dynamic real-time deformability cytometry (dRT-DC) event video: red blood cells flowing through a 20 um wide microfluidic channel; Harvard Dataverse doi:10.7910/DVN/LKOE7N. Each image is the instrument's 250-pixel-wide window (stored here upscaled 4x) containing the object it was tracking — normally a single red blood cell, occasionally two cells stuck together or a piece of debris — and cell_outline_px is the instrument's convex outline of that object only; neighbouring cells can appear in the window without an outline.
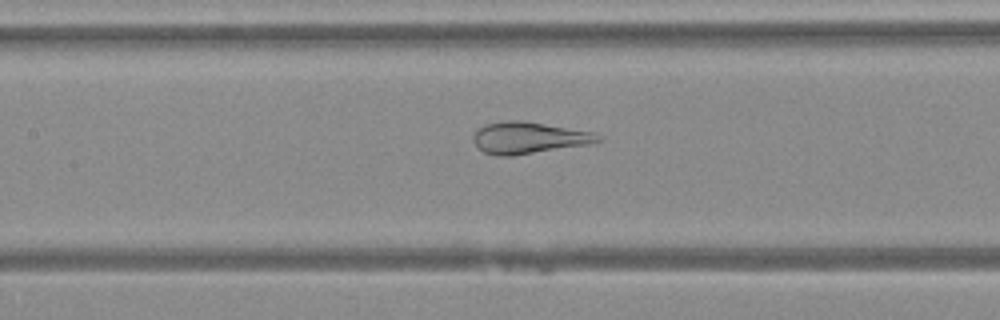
{"species": "Egyptian fruit bat (a non-hibernating species)", "species_latin": "Rousettus aegyptiacus", "temperature_condition": "warm", "stored_images_in_passage": 39, "camera_frame_rate_fps": 3000, "um_per_image_px": 0.085, "animal": {"sex": "female"}, "frame": {"image": 1, "passage_image": 13, "time_ms": 4.0, "image_size_px": [1000, 320], "cell_outline_px": [[600, 140], [588, 144], [512, 156], [500, 156], [484, 152], [472, 140], [472, 136], [484, 124], [508, 120], [524, 120], [596, 132], [600, 136]], "centroid_in_image_um": [44.94, 11.7], "position_along_channel_um": 162.5, "area_um2": 22.95}}
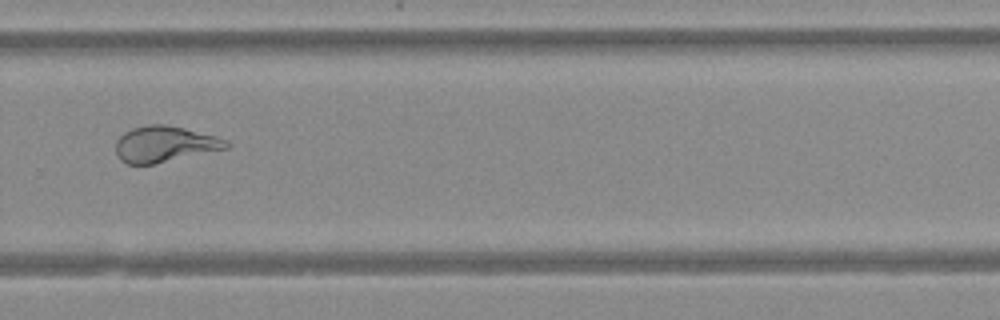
{"frame": {"image": 2, "passage_image": 24, "time_ms": 7.667, "image_size_px": [1000, 320], "cell_outline_px": [[232, 144], [228, 148], [152, 164], [128, 164], [120, 160], [116, 152], [116, 140], [124, 132], [132, 128], [148, 124], [164, 124], [184, 128], [216, 136], [228, 140]], "centroid_in_image_um": [14.0, 12.24], "position_along_channel_um": 315.8, "area_um2": 23.12}}
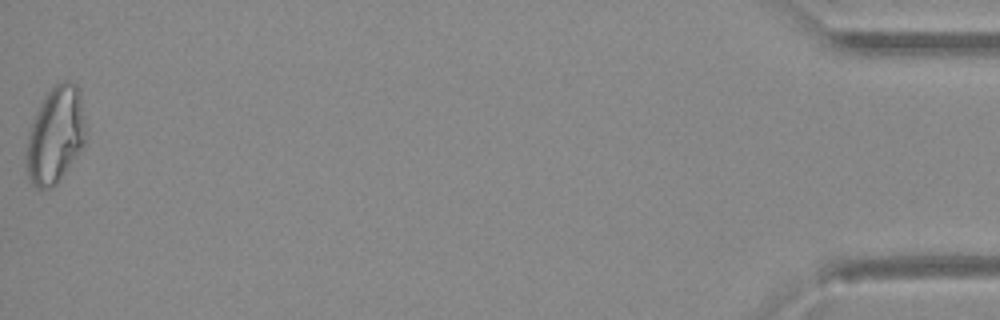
{"frame": {"image": 3, "passage_image": 39, "time_ms": 12.667, "image_size_px": [1000, 320], "cell_outline_px": [[84, 144], [56, 184], [52, 188], [36, 188], [32, 184], [28, 176], [24, 160], [24, 152], [28, 132], [36, 112], [40, 104], [48, 92], [56, 84], [64, 80], [68, 80], [76, 84], [80, 88], [84, 120]], "centroid_in_image_um": [4.67, 11.49], "position_along_channel_um": 430.5, "area_um2": 33.41}}